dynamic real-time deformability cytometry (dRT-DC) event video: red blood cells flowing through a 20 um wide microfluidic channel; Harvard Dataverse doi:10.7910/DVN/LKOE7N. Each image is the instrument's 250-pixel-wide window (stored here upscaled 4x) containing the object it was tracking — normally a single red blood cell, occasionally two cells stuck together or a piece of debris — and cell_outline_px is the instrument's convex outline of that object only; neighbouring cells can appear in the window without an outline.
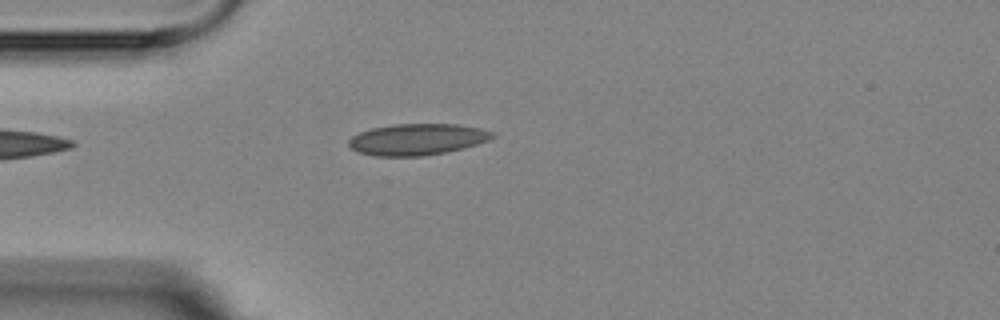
{"species": "Egyptian fruit bat (a non-hibernating species)", "species_latin": "Rousettus aegyptiacus", "temperature_condition": "room temperature", "stored_images_in_passage": 4, "camera_frame_rate_fps": 3000, "um_per_image_px": 0.085, "animal": {"sex": "female"}, "frame": {"image": 1, "passage_image": 4, "time_ms": 3.667, "image_size_px": [1000, 320], "cell_outline_px": [[496, 136], [488, 140], [464, 148], [448, 152], [424, 156], [372, 156], [356, 152], [348, 144], [348, 140], [352, 136], [360, 132], [372, 128], [392, 124], [456, 124], [480, 128], [496, 132]], "centroid_in_image_um": [35.47, 11.85], "position_along_channel_um": 49.5, "area_um2": 26.53}}